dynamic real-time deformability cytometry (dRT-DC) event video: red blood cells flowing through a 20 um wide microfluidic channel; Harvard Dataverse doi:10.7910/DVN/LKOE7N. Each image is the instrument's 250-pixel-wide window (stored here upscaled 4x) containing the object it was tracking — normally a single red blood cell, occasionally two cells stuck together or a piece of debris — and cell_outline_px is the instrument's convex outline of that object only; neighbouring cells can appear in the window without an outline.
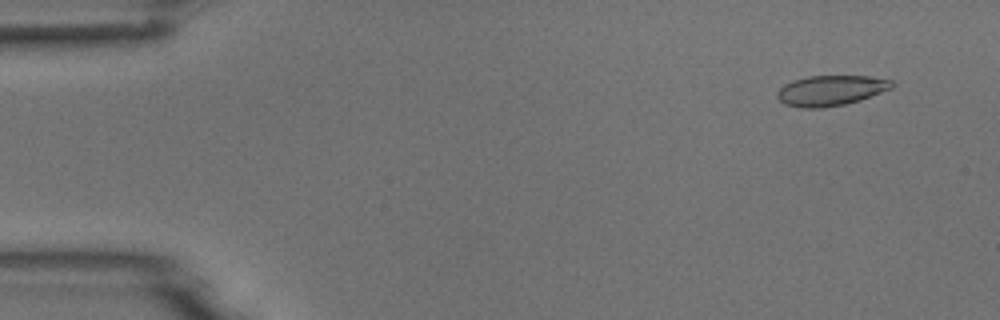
{"species": "common noctule bat (a hibernating species)", "species_latin": "Nyctalus noctula", "temperature_condition": "room temperature", "stored_images_in_passage": 5, "camera_frame_rate_fps": 3000, "um_per_image_px": 0.085, "animal": {"sex": "male", "body_mass_g": 18.8}, "frame": {"image": 1, "passage_image": 1, "time_ms": 0.0, "image_size_px": [1000, 320], "cell_outline_px": [[892, 88], [860, 100], [844, 104], [820, 108], [804, 108], [784, 104], [776, 96], [776, 92], [784, 84], [792, 80], [808, 76], [868, 76], [892, 80]], "centroid_in_image_um": [70.58, 7.69], "position_along_channel_um": 14.4, "area_um2": 20.17}}
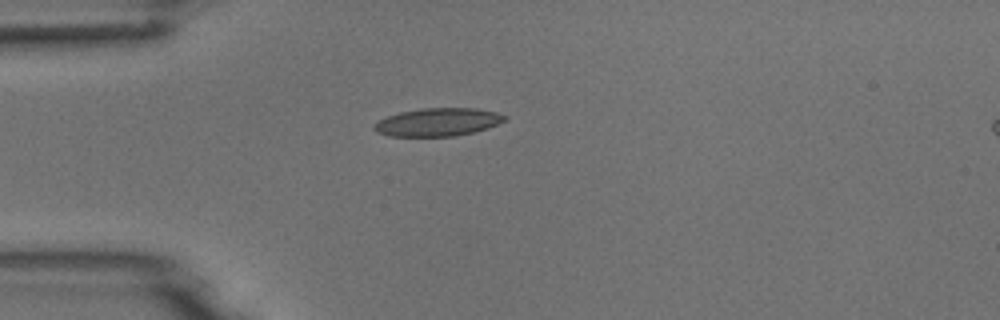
{"frame": {"image": 2, "passage_image": 4, "time_ms": 3.333, "image_size_px": [1000, 320], "cell_outline_px": [[508, 120], [488, 128], [476, 132], [452, 136], [388, 136], [376, 132], [372, 128], [380, 120], [388, 116], [400, 112], [420, 108], [476, 108], [496, 112], [508, 116]], "centroid_in_image_um": [37.27, 10.38], "position_along_channel_um": 47.7, "area_um2": 21.44}}